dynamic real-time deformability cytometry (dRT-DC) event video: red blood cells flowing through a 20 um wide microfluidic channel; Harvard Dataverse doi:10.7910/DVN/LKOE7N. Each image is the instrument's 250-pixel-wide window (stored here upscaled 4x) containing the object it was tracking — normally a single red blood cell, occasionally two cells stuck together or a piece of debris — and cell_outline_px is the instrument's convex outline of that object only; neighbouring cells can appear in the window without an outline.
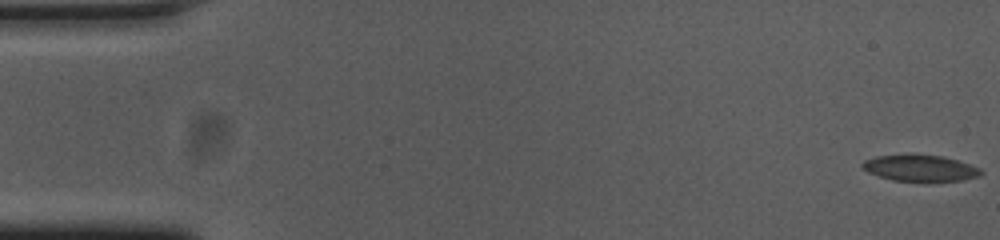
{"species": "common noctule bat (a hibernating species)", "species_latin": "Nyctalus noctula", "temperature_condition": "cold", "stored_images_in_passage": 57, "camera_frame_rate_fps": 3000, "um_per_image_px": 0.085, "animal": {"sex": "female", "body_mass_g": 23.0, "forearm_length_mm": 53.4}, "frame": {"image": 1, "passage_image": 1, "time_ms": 0.0, "image_size_px": [1000, 240], "cell_outline_px": [[984, 172], [980, 176], [960, 180], [928, 184], [892, 180], [868, 172], [860, 164], [864, 160], [876, 156], [940, 156], [956, 160], [980, 168]], "centroid_in_image_um": [78.25, 14.36], "position_along_channel_um": 6.8, "area_um2": 18.26}}
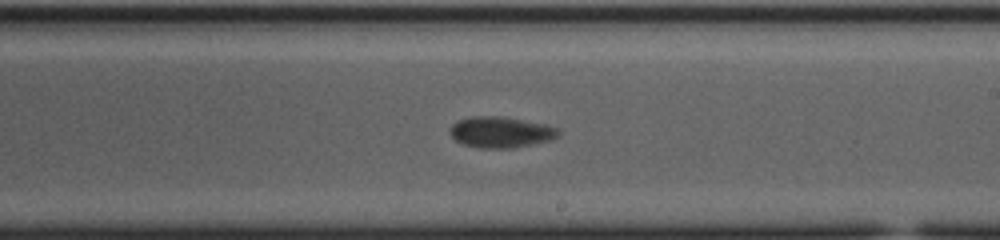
{"frame": {"image": 2, "passage_image": 33, "time_ms": 10.667, "image_size_px": [1000, 240], "cell_outline_px": [[560, 132], [556, 136], [548, 140], [516, 148], [480, 148], [464, 144], [456, 140], [452, 136], [448, 128], [452, 124], [460, 120], [472, 116], [500, 116], [548, 124], [556, 128]], "centroid_in_image_um": [42.55, 11.23], "position_along_channel_um": 246.5, "area_um2": 19.48}}
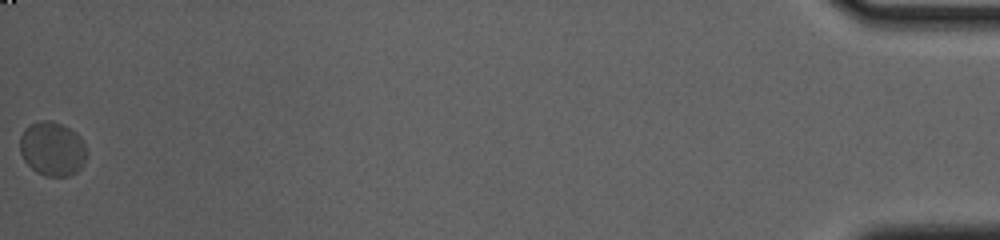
{"frame": {"image": 3, "passage_image": 57, "time_ms": 18.667, "image_size_px": [1000, 240], "cell_outline_px": [[88, 152], [84, 164], [76, 172], [68, 176], [44, 176], [36, 172], [24, 160], [20, 152], [20, 136], [24, 128], [28, 124], [40, 120], [48, 120], [60, 124], [68, 128], [84, 144]], "centroid_in_image_um": [4.42, 12.66], "position_along_channel_um": 430.8, "area_um2": 20.98}, "authors_computed_cell_mechanics": {"area_um2": 19.1318, "velocity_mm_per_s": 3.5952, "shape_relaxation_time_tau1_ms": 2.8543, "shape_relaxation_time_tau2_ms": 1.2581, "deformation_change_tau1": 0.0978, "deformation_change_tau2": 0.0403}}